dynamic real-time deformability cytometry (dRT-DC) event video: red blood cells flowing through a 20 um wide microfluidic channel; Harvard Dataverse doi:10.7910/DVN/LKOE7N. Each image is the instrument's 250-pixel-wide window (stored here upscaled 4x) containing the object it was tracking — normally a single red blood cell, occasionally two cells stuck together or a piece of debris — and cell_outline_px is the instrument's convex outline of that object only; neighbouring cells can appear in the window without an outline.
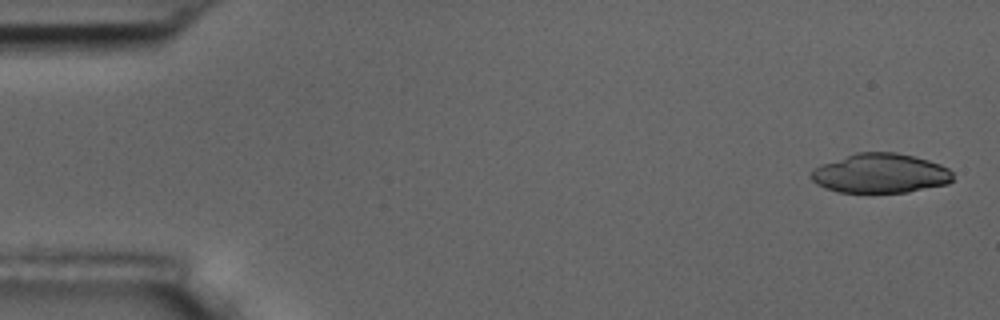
{"species": "common noctule bat (a hibernating species)", "species_latin": "Nyctalus noctula", "temperature_condition": "room temperature", "stored_images_in_passage": 5, "camera_frame_rate_fps": 3000, "um_per_image_px": 0.085, "animal": {"sex": "male", "body_mass_g": 17.5, "forearm_length_mm": 52.3}, "frame": {"image": 1, "passage_image": 1, "time_ms": 0.0, "image_size_px": [1000, 320], "cell_outline_px": [[952, 180], [948, 184], [908, 192], [840, 192], [824, 188], [816, 184], [808, 176], [812, 168], [820, 164], [856, 152], [896, 152], [928, 160], [940, 164], [948, 168], [952, 172]], "centroid_in_image_um": [74.78, 14.73], "position_along_channel_um": 10.2, "area_um2": 32.83}}